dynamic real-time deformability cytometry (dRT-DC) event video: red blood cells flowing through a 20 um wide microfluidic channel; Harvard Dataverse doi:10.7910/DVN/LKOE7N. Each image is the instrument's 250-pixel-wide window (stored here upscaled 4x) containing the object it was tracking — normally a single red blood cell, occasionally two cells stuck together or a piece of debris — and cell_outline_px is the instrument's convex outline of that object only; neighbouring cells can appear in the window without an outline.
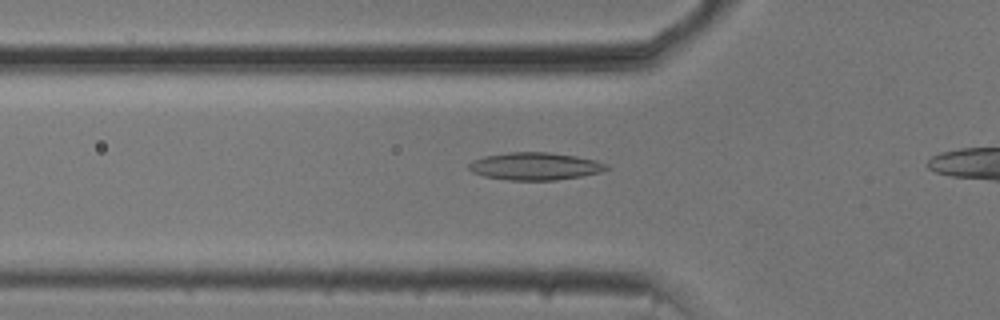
{"species": "common noctule bat (a hibernating species)", "species_latin": "Nyctalus noctula", "temperature_condition": "cold", "stored_images_in_passage": 31, "camera_frame_rate_fps": 3000, "um_per_image_px": 0.085, "animal": {"sex": "male", "body_mass_g": 20.5, "forearm_length_mm": 52.5}, "frame": {"image": 1, "passage_image": 9, "time_ms": 2.667, "image_size_px": [1000, 320], "cell_outline_px": [[612, 168], [600, 172], [580, 176], [556, 180], [508, 180], [484, 176], [472, 172], [468, 168], [468, 164], [472, 160], [484, 156], [508, 152], [548, 152], [576, 156], [596, 160], [608, 164]], "centroid_in_image_um": [45.49, 14.12], "position_along_channel_um": 80.3, "area_um2": 22.2}}
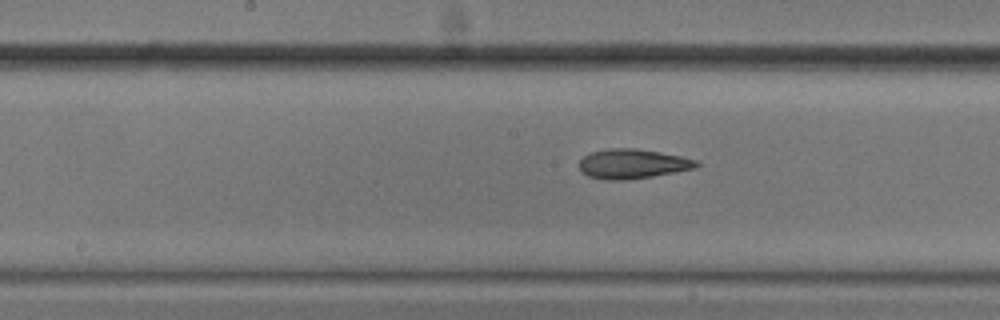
{"frame": {"image": 2, "passage_image": 18, "time_ms": 5.667, "image_size_px": [1000, 320], "cell_outline_px": [[700, 164], [696, 168], [676, 172], [628, 180], [604, 180], [588, 176], [580, 168], [580, 160], [584, 156], [592, 152], [608, 148], [636, 148], [660, 152], [680, 156], [696, 160]], "centroid_in_image_um": [53.78, 13.93], "position_along_channel_um": 194.4, "area_um2": 20.17}}
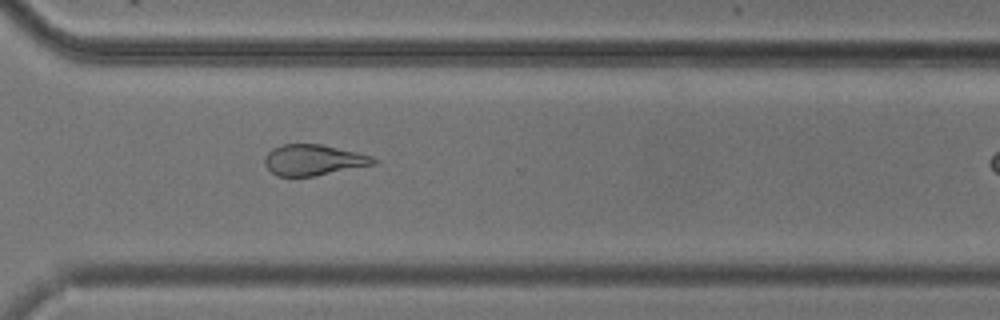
{"frame": {"image": 3, "passage_image": 30, "time_ms": 9.667, "image_size_px": [1000, 320], "cell_outline_px": [[380, 160], [376, 164], [316, 176], [276, 176], [264, 164], [264, 156], [272, 148], [280, 144], [320, 144], [356, 152], [372, 156]], "centroid_in_image_um": [26.64, 13.6], "position_along_channel_um": 344.0, "area_um2": 19.71}}